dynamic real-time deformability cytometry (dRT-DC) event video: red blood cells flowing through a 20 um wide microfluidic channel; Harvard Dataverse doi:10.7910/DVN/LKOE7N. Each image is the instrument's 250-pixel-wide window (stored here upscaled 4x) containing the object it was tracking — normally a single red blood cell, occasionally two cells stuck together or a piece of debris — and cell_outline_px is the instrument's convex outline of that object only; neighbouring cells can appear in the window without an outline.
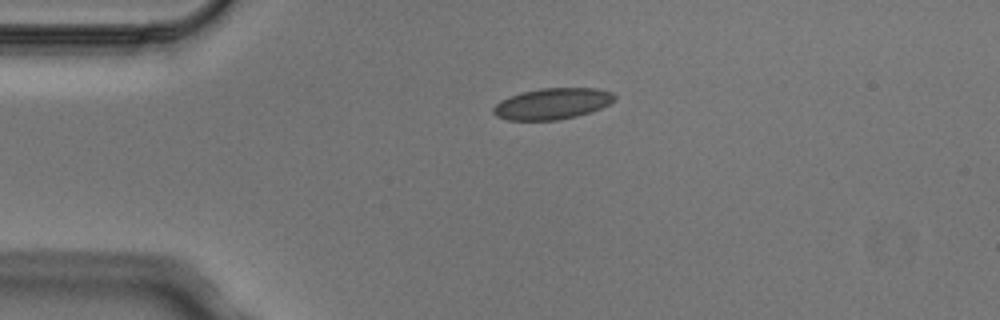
{"species": "Egyptian fruit bat (a non-hibernating species)", "species_latin": "Rousettus aegyptiacus", "temperature_condition": "cold", "stored_images_in_passage": 3, "segment_of_instrument_passage": [1, 2], "camera_frame_rate_fps": 3000, "um_per_image_px": 0.085, "animal": {"sex": "male"}, "frame": {"image": 1, "passage_image": 1, "time_ms": 0.0, "image_size_px": [1000, 320], "cell_outline_px": [[616, 100], [600, 108], [576, 116], [560, 120], [508, 120], [496, 116], [492, 112], [492, 108], [500, 100], [508, 96], [520, 92], [540, 88], [596, 88], [612, 92], [616, 96]], "centroid_in_image_um": [46.91, 8.81], "position_along_channel_um": 38.1, "area_um2": 22.14}}